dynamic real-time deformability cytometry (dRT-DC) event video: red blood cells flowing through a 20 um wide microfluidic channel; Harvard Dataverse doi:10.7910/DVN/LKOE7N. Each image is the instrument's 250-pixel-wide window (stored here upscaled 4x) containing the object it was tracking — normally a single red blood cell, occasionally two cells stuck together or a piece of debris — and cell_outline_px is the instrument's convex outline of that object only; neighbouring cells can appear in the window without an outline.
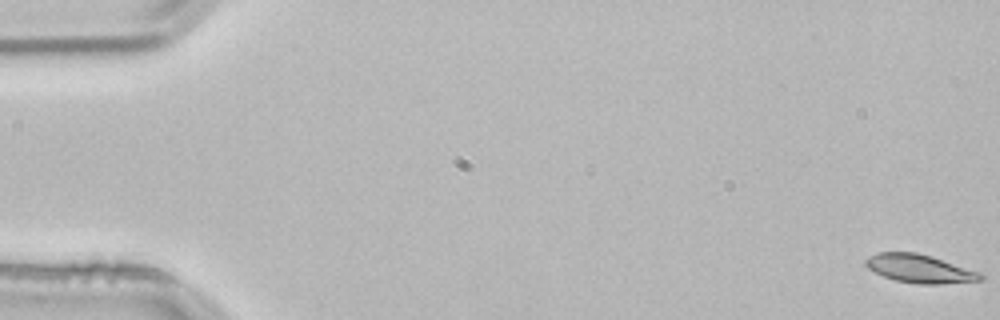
{"species": "common noctule bat (a hibernating species)", "species_latin": "Nyctalus noctula", "temperature_condition": "room temperature", "stored_images_in_passage": 54, "camera_frame_rate_fps": 3000, "um_per_image_px": 0.085, "animal": {"sex": "male", "body_mass_g": 21.5, "forearm_length_mm": 52.0}, "frame": {"image": 1, "passage_image": 1, "time_ms": 0.0, "image_size_px": [1000, 320], "cell_outline_px": [[984, 280], [940, 284], [916, 284], [896, 280], [884, 276], [868, 268], [864, 264], [864, 260], [868, 256], [876, 252], [916, 252], [932, 256], [980, 272], [984, 276]], "centroid_in_image_um": [78.17, 22.83], "position_along_channel_um": 6.8, "area_um2": 19.07}}
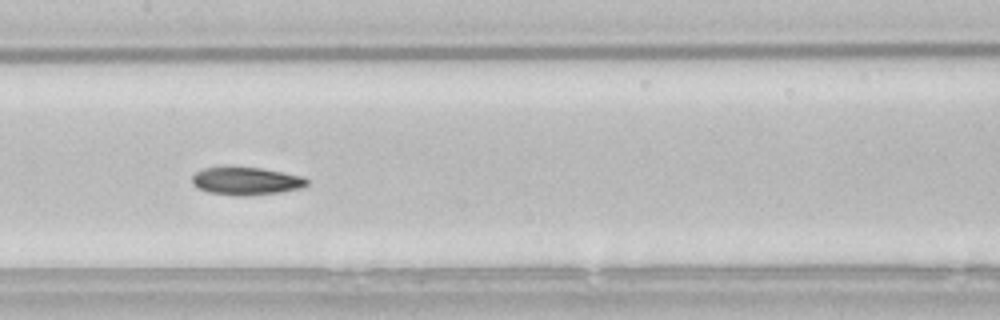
{"frame": {"image": 2, "passage_image": 27, "time_ms": 8.667, "image_size_px": [1000, 320], "cell_outline_px": [[308, 184], [304, 188], [280, 192], [244, 196], [232, 196], [208, 192], [196, 188], [192, 184], [192, 176], [196, 172], [204, 168], [264, 168], [304, 176], [308, 180]], "centroid_in_image_um": [20.96, 15.41], "position_along_channel_um": 186.4, "area_um2": 18.73}}
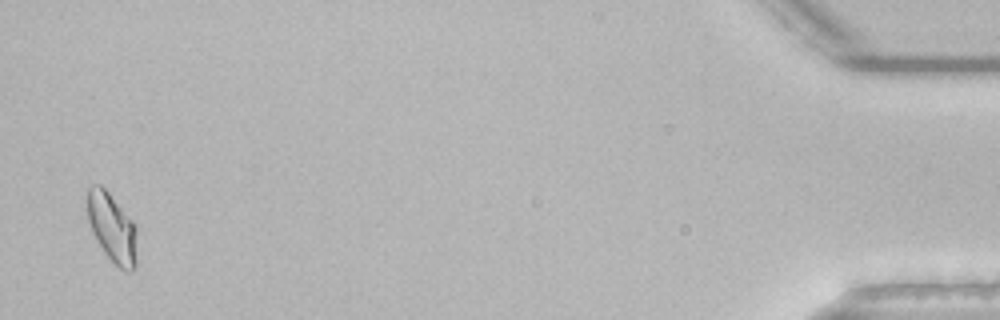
{"frame": {"image": 3, "passage_image": 53, "time_ms": 17.333, "image_size_px": [1000, 320], "cell_outline_px": [[136, 268], [128, 272], [124, 272], [104, 252], [96, 240], [92, 232], [88, 220], [88, 188], [92, 184], [100, 184], [108, 192], [136, 224]], "centroid_in_image_um": [9.54, 19.38], "position_along_channel_um": 425.7, "area_um2": 19.94}, "authors_computed_cell_mechanics": {"area_um2": 18.9295, "velocity_mm_per_s": 3.8105, "shape_relaxation_time_tau1_ms": 3.7555, "shape_relaxation_time_tau2_ms": 4.8535, "deformation_change_tau1": 0.1227, "deformation_change_tau2": 0.0851}}